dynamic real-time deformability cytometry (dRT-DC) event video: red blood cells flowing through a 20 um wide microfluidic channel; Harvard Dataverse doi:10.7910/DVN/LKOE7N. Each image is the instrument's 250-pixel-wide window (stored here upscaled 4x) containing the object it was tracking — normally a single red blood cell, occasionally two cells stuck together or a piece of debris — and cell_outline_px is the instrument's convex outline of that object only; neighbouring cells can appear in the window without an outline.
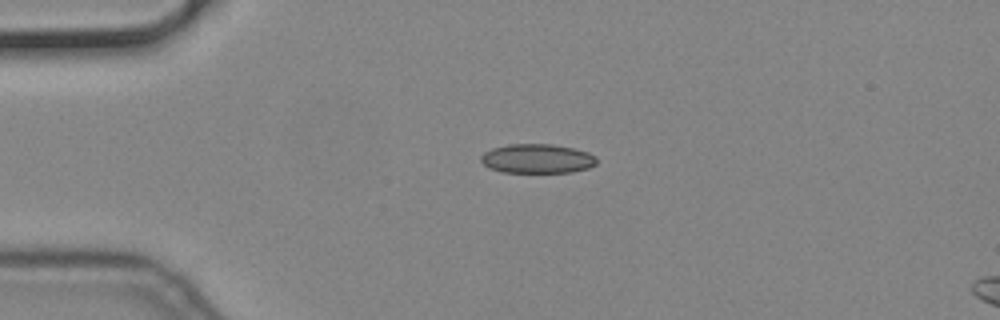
{"species": "common noctule bat (a hibernating species)", "species_latin": "Nyctalus noctula", "temperature_condition": "cold", "stored_images_in_passage": 2, "camera_frame_rate_fps": 3000, "um_per_image_px": 0.085, "animal": {"sex": "male", "body_mass_g": 19.2, "forearm_length_mm": 51.8}, "frame": {"image": 1, "passage_image": 1, "time_ms": 0.0, "image_size_px": [1000, 320], "cell_outline_px": [[596, 164], [588, 168], [572, 172], [500, 172], [488, 168], [480, 160], [480, 156], [484, 152], [492, 148], [508, 144], [552, 144], [572, 148], [588, 152], [596, 156]], "centroid_in_image_um": [45.64, 13.48], "position_along_channel_um": 39.4, "area_um2": 19.83}}